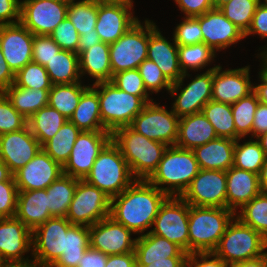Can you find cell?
<instances>
[{
	"label": "cell",
	"instance_id": "cell-5",
	"mask_svg": "<svg viewBox=\"0 0 267 267\" xmlns=\"http://www.w3.org/2000/svg\"><path fill=\"white\" fill-rule=\"evenodd\" d=\"M84 180L113 198L128 188L136 178L120 149L111 140L99 153Z\"/></svg>",
	"mask_w": 267,
	"mask_h": 267
},
{
	"label": "cell",
	"instance_id": "cell-19",
	"mask_svg": "<svg viewBox=\"0 0 267 267\" xmlns=\"http://www.w3.org/2000/svg\"><path fill=\"white\" fill-rule=\"evenodd\" d=\"M41 149L28 125L22 130L0 135V160L12 174L31 161Z\"/></svg>",
	"mask_w": 267,
	"mask_h": 267
},
{
	"label": "cell",
	"instance_id": "cell-10",
	"mask_svg": "<svg viewBox=\"0 0 267 267\" xmlns=\"http://www.w3.org/2000/svg\"><path fill=\"white\" fill-rule=\"evenodd\" d=\"M189 204L181 197L169 196L161 205L149 231L177 244L189 254Z\"/></svg>",
	"mask_w": 267,
	"mask_h": 267
},
{
	"label": "cell",
	"instance_id": "cell-69",
	"mask_svg": "<svg viewBox=\"0 0 267 267\" xmlns=\"http://www.w3.org/2000/svg\"><path fill=\"white\" fill-rule=\"evenodd\" d=\"M13 174L3 161L0 160V182L9 180Z\"/></svg>",
	"mask_w": 267,
	"mask_h": 267
},
{
	"label": "cell",
	"instance_id": "cell-9",
	"mask_svg": "<svg viewBox=\"0 0 267 267\" xmlns=\"http://www.w3.org/2000/svg\"><path fill=\"white\" fill-rule=\"evenodd\" d=\"M111 198L84 179H79L65 218L75 225L92 226L110 216Z\"/></svg>",
	"mask_w": 267,
	"mask_h": 267
},
{
	"label": "cell",
	"instance_id": "cell-26",
	"mask_svg": "<svg viewBox=\"0 0 267 267\" xmlns=\"http://www.w3.org/2000/svg\"><path fill=\"white\" fill-rule=\"evenodd\" d=\"M226 208L237 214V207H243L260 194L259 176L234 166L226 171Z\"/></svg>",
	"mask_w": 267,
	"mask_h": 267
},
{
	"label": "cell",
	"instance_id": "cell-20",
	"mask_svg": "<svg viewBox=\"0 0 267 267\" xmlns=\"http://www.w3.org/2000/svg\"><path fill=\"white\" fill-rule=\"evenodd\" d=\"M221 69L220 65L213 69L212 101L232 105L254 91L250 81L249 66L224 71Z\"/></svg>",
	"mask_w": 267,
	"mask_h": 267
},
{
	"label": "cell",
	"instance_id": "cell-41",
	"mask_svg": "<svg viewBox=\"0 0 267 267\" xmlns=\"http://www.w3.org/2000/svg\"><path fill=\"white\" fill-rule=\"evenodd\" d=\"M98 0H71L67 8V18L76 28L79 35L94 33L97 22Z\"/></svg>",
	"mask_w": 267,
	"mask_h": 267
},
{
	"label": "cell",
	"instance_id": "cell-7",
	"mask_svg": "<svg viewBox=\"0 0 267 267\" xmlns=\"http://www.w3.org/2000/svg\"><path fill=\"white\" fill-rule=\"evenodd\" d=\"M265 238L237 217L227 225L224 235L213 251L229 266L264 255Z\"/></svg>",
	"mask_w": 267,
	"mask_h": 267
},
{
	"label": "cell",
	"instance_id": "cell-71",
	"mask_svg": "<svg viewBox=\"0 0 267 267\" xmlns=\"http://www.w3.org/2000/svg\"><path fill=\"white\" fill-rule=\"evenodd\" d=\"M99 2L102 3H113V4H123V5H128V6H133V0H98Z\"/></svg>",
	"mask_w": 267,
	"mask_h": 267
},
{
	"label": "cell",
	"instance_id": "cell-8",
	"mask_svg": "<svg viewBox=\"0 0 267 267\" xmlns=\"http://www.w3.org/2000/svg\"><path fill=\"white\" fill-rule=\"evenodd\" d=\"M144 26L138 21L117 41L109 44L112 76L120 71L138 69L147 59L149 20Z\"/></svg>",
	"mask_w": 267,
	"mask_h": 267
},
{
	"label": "cell",
	"instance_id": "cell-62",
	"mask_svg": "<svg viewBox=\"0 0 267 267\" xmlns=\"http://www.w3.org/2000/svg\"><path fill=\"white\" fill-rule=\"evenodd\" d=\"M15 82V73L11 70L0 48V92H4Z\"/></svg>",
	"mask_w": 267,
	"mask_h": 267
},
{
	"label": "cell",
	"instance_id": "cell-31",
	"mask_svg": "<svg viewBox=\"0 0 267 267\" xmlns=\"http://www.w3.org/2000/svg\"><path fill=\"white\" fill-rule=\"evenodd\" d=\"M80 74L86 72L95 78L94 83L111 81L109 44L100 42L89 47L79 55Z\"/></svg>",
	"mask_w": 267,
	"mask_h": 267
},
{
	"label": "cell",
	"instance_id": "cell-3",
	"mask_svg": "<svg viewBox=\"0 0 267 267\" xmlns=\"http://www.w3.org/2000/svg\"><path fill=\"white\" fill-rule=\"evenodd\" d=\"M199 171L193 150L169 146L157 169L147 180L168 196L180 197ZM164 184L168 187H162Z\"/></svg>",
	"mask_w": 267,
	"mask_h": 267
},
{
	"label": "cell",
	"instance_id": "cell-49",
	"mask_svg": "<svg viewBox=\"0 0 267 267\" xmlns=\"http://www.w3.org/2000/svg\"><path fill=\"white\" fill-rule=\"evenodd\" d=\"M27 119L11 104L3 92H0V135L22 130Z\"/></svg>",
	"mask_w": 267,
	"mask_h": 267
},
{
	"label": "cell",
	"instance_id": "cell-16",
	"mask_svg": "<svg viewBox=\"0 0 267 267\" xmlns=\"http://www.w3.org/2000/svg\"><path fill=\"white\" fill-rule=\"evenodd\" d=\"M214 68L216 66L208 69L203 74L196 75V78L183 89L181 86L183 85V79L186 75L188 76L187 73H184L179 81L172 83L168 91L171 96L176 97L178 90L181 89L172 107L173 112L179 118L202 112L204 105L211 100Z\"/></svg>",
	"mask_w": 267,
	"mask_h": 267
},
{
	"label": "cell",
	"instance_id": "cell-72",
	"mask_svg": "<svg viewBox=\"0 0 267 267\" xmlns=\"http://www.w3.org/2000/svg\"><path fill=\"white\" fill-rule=\"evenodd\" d=\"M230 0H213L214 9H219L221 6L229 2Z\"/></svg>",
	"mask_w": 267,
	"mask_h": 267
},
{
	"label": "cell",
	"instance_id": "cell-60",
	"mask_svg": "<svg viewBox=\"0 0 267 267\" xmlns=\"http://www.w3.org/2000/svg\"><path fill=\"white\" fill-rule=\"evenodd\" d=\"M265 132H267V105L259 102L254 114L252 137H258Z\"/></svg>",
	"mask_w": 267,
	"mask_h": 267
},
{
	"label": "cell",
	"instance_id": "cell-1",
	"mask_svg": "<svg viewBox=\"0 0 267 267\" xmlns=\"http://www.w3.org/2000/svg\"><path fill=\"white\" fill-rule=\"evenodd\" d=\"M168 197L148 180L136 179L121 194L111 198L110 217L135 234L144 233L152 227Z\"/></svg>",
	"mask_w": 267,
	"mask_h": 267
},
{
	"label": "cell",
	"instance_id": "cell-40",
	"mask_svg": "<svg viewBox=\"0 0 267 267\" xmlns=\"http://www.w3.org/2000/svg\"><path fill=\"white\" fill-rule=\"evenodd\" d=\"M202 113L213 125L218 137L236 140L231 105L210 100L202 109Z\"/></svg>",
	"mask_w": 267,
	"mask_h": 267
},
{
	"label": "cell",
	"instance_id": "cell-11",
	"mask_svg": "<svg viewBox=\"0 0 267 267\" xmlns=\"http://www.w3.org/2000/svg\"><path fill=\"white\" fill-rule=\"evenodd\" d=\"M179 119L173 110L168 111L152 101L135 116L130 127L148 139L159 141L167 146H175Z\"/></svg>",
	"mask_w": 267,
	"mask_h": 267
},
{
	"label": "cell",
	"instance_id": "cell-36",
	"mask_svg": "<svg viewBox=\"0 0 267 267\" xmlns=\"http://www.w3.org/2000/svg\"><path fill=\"white\" fill-rule=\"evenodd\" d=\"M79 179L63 174L47 188L48 210L52 217H65Z\"/></svg>",
	"mask_w": 267,
	"mask_h": 267
},
{
	"label": "cell",
	"instance_id": "cell-28",
	"mask_svg": "<svg viewBox=\"0 0 267 267\" xmlns=\"http://www.w3.org/2000/svg\"><path fill=\"white\" fill-rule=\"evenodd\" d=\"M236 140L218 137L193 149L200 169L227 171L234 163Z\"/></svg>",
	"mask_w": 267,
	"mask_h": 267
},
{
	"label": "cell",
	"instance_id": "cell-70",
	"mask_svg": "<svg viewBox=\"0 0 267 267\" xmlns=\"http://www.w3.org/2000/svg\"><path fill=\"white\" fill-rule=\"evenodd\" d=\"M255 140H257L259 142V144H260V146L264 152V155L267 158V132L262 133L260 136L256 137Z\"/></svg>",
	"mask_w": 267,
	"mask_h": 267
},
{
	"label": "cell",
	"instance_id": "cell-50",
	"mask_svg": "<svg viewBox=\"0 0 267 267\" xmlns=\"http://www.w3.org/2000/svg\"><path fill=\"white\" fill-rule=\"evenodd\" d=\"M138 70L147 92L151 91L152 93H158L163 88L167 91L170 90L172 83L165 77L161 69L152 60H149L148 58L144 60L139 65Z\"/></svg>",
	"mask_w": 267,
	"mask_h": 267
},
{
	"label": "cell",
	"instance_id": "cell-24",
	"mask_svg": "<svg viewBox=\"0 0 267 267\" xmlns=\"http://www.w3.org/2000/svg\"><path fill=\"white\" fill-rule=\"evenodd\" d=\"M200 22L203 43L215 52L245 38L244 33L234 25L220 9H212L195 17Z\"/></svg>",
	"mask_w": 267,
	"mask_h": 267
},
{
	"label": "cell",
	"instance_id": "cell-23",
	"mask_svg": "<svg viewBox=\"0 0 267 267\" xmlns=\"http://www.w3.org/2000/svg\"><path fill=\"white\" fill-rule=\"evenodd\" d=\"M133 6L98 1V13L95 30L101 42L111 44L117 41L139 20L133 17Z\"/></svg>",
	"mask_w": 267,
	"mask_h": 267
},
{
	"label": "cell",
	"instance_id": "cell-59",
	"mask_svg": "<svg viewBox=\"0 0 267 267\" xmlns=\"http://www.w3.org/2000/svg\"><path fill=\"white\" fill-rule=\"evenodd\" d=\"M108 255L89 247L78 263V267H105Z\"/></svg>",
	"mask_w": 267,
	"mask_h": 267
},
{
	"label": "cell",
	"instance_id": "cell-45",
	"mask_svg": "<svg viewBox=\"0 0 267 267\" xmlns=\"http://www.w3.org/2000/svg\"><path fill=\"white\" fill-rule=\"evenodd\" d=\"M215 51L205 43L193 45H178V58L181 71L188 73L187 69L197 70L205 68L215 57Z\"/></svg>",
	"mask_w": 267,
	"mask_h": 267
},
{
	"label": "cell",
	"instance_id": "cell-27",
	"mask_svg": "<svg viewBox=\"0 0 267 267\" xmlns=\"http://www.w3.org/2000/svg\"><path fill=\"white\" fill-rule=\"evenodd\" d=\"M218 138L213 125L202 112L179 119L178 138L175 146L193 150Z\"/></svg>",
	"mask_w": 267,
	"mask_h": 267
},
{
	"label": "cell",
	"instance_id": "cell-33",
	"mask_svg": "<svg viewBox=\"0 0 267 267\" xmlns=\"http://www.w3.org/2000/svg\"><path fill=\"white\" fill-rule=\"evenodd\" d=\"M53 85L80 82L79 55L68 50H60L44 66Z\"/></svg>",
	"mask_w": 267,
	"mask_h": 267
},
{
	"label": "cell",
	"instance_id": "cell-14",
	"mask_svg": "<svg viewBox=\"0 0 267 267\" xmlns=\"http://www.w3.org/2000/svg\"><path fill=\"white\" fill-rule=\"evenodd\" d=\"M226 171L200 169L180 196L191 206L226 208Z\"/></svg>",
	"mask_w": 267,
	"mask_h": 267
},
{
	"label": "cell",
	"instance_id": "cell-46",
	"mask_svg": "<svg viewBox=\"0 0 267 267\" xmlns=\"http://www.w3.org/2000/svg\"><path fill=\"white\" fill-rule=\"evenodd\" d=\"M260 0H230L219 9L244 34L250 28Z\"/></svg>",
	"mask_w": 267,
	"mask_h": 267
},
{
	"label": "cell",
	"instance_id": "cell-67",
	"mask_svg": "<svg viewBox=\"0 0 267 267\" xmlns=\"http://www.w3.org/2000/svg\"><path fill=\"white\" fill-rule=\"evenodd\" d=\"M259 184L262 192H267V158L259 173Z\"/></svg>",
	"mask_w": 267,
	"mask_h": 267
},
{
	"label": "cell",
	"instance_id": "cell-6",
	"mask_svg": "<svg viewBox=\"0 0 267 267\" xmlns=\"http://www.w3.org/2000/svg\"><path fill=\"white\" fill-rule=\"evenodd\" d=\"M92 87L98 93L102 124L111 134L116 129L130 126L147 104L140 96L120 90L110 81L94 83Z\"/></svg>",
	"mask_w": 267,
	"mask_h": 267
},
{
	"label": "cell",
	"instance_id": "cell-17",
	"mask_svg": "<svg viewBox=\"0 0 267 267\" xmlns=\"http://www.w3.org/2000/svg\"><path fill=\"white\" fill-rule=\"evenodd\" d=\"M90 247L105 255L134 252L136 239H131L132 231L108 216L89 226Z\"/></svg>",
	"mask_w": 267,
	"mask_h": 267
},
{
	"label": "cell",
	"instance_id": "cell-68",
	"mask_svg": "<svg viewBox=\"0 0 267 267\" xmlns=\"http://www.w3.org/2000/svg\"><path fill=\"white\" fill-rule=\"evenodd\" d=\"M0 267H40L35 261L1 263Z\"/></svg>",
	"mask_w": 267,
	"mask_h": 267
},
{
	"label": "cell",
	"instance_id": "cell-43",
	"mask_svg": "<svg viewBox=\"0 0 267 267\" xmlns=\"http://www.w3.org/2000/svg\"><path fill=\"white\" fill-rule=\"evenodd\" d=\"M240 139L235 142L233 166L259 175L266 159L259 142L250 139L240 145Z\"/></svg>",
	"mask_w": 267,
	"mask_h": 267
},
{
	"label": "cell",
	"instance_id": "cell-32",
	"mask_svg": "<svg viewBox=\"0 0 267 267\" xmlns=\"http://www.w3.org/2000/svg\"><path fill=\"white\" fill-rule=\"evenodd\" d=\"M81 131H106L100 115L98 93L93 87H88L69 119Z\"/></svg>",
	"mask_w": 267,
	"mask_h": 267
},
{
	"label": "cell",
	"instance_id": "cell-4",
	"mask_svg": "<svg viewBox=\"0 0 267 267\" xmlns=\"http://www.w3.org/2000/svg\"><path fill=\"white\" fill-rule=\"evenodd\" d=\"M234 217L228 208L189 205V253L213 252Z\"/></svg>",
	"mask_w": 267,
	"mask_h": 267
},
{
	"label": "cell",
	"instance_id": "cell-51",
	"mask_svg": "<svg viewBox=\"0 0 267 267\" xmlns=\"http://www.w3.org/2000/svg\"><path fill=\"white\" fill-rule=\"evenodd\" d=\"M173 40L177 45H193L203 43L200 22L195 17H185L174 30Z\"/></svg>",
	"mask_w": 267,
	"mask_h": 267
},
{
	"label": "cell",
	"instance_id": "cell-57",
	"mask_svg": "<svg viewBox=\"0 0 267 267\" xmlns=\"http://www.w3.org/2000/svg\"><path fill=\"white\" fill-rule=\"evenodd\" d=\"M186 17H198L214 9L213 0H175Z\"/></svg>",
	"mask_w": 267,
	"mask_h": 267
},
{
	"label": "cell",
	"instance_id": "cell-54",
	"mask_svg": "<svg viewBox=\"0 0 267 267\" xmlns=\"http://www.w3.org/2000/svg\"><path fill=\"white\" fill-rule=\"evenodd\" d=\"M60 50L49 35H34L32 61L45 66Z\"/></svg>",
	"mask_w": 267,
	"mask_h": 267
},
{
	"label": "cell",
	"instance_id": "cell-74",
	"mask_svg": "<svg viewBox=\"0 0 267 267\" xmlns=\"http://www.w3.org/2000/svg\"><path fill=\"white\" fill-rule=\"evenodd\" d=\"M260 4L267 7V0H263V2L260 0Z\"/></svg>",
	"mask_w": 267,
	"mask_h": 267
},
{
	"label": "cell",
	"instance_id": "cell-75",
	"mask_svg": "<svg viewBox=\"0 0 267 267\" xmlns=\"http://www.w3.org/2000/svg\"><path fill=\"white\" fill-rule=\"evenodd\" d=\"M52 1L70 2L71 0H52Z\"/></svg>",
	"mask_w": 267,
	"mask_h": 267
},
{
	"label": "cell",
	"instance_id": "cell-39",
	"mask_svg": "<svg viewBox=\"0 0 267 267\" xmlns=\"http://www.w3.org/2000/svg\"><path fill=\"white\" fill-rule=\"evenodd\" d=\"M88 87L82 86L81 82L52 85L49 91L48 105L69 120L79 103L82 93Z\"/></svg>",
	"mask_w": 267,
	"mask_h": 267
},
{
	"label": "cell",
	"instance_id": "cell-47",
	"mask_svg": "<svg viewBox=\"0 0 267 267\" xmlns=\"http://www.w3.org/2000/svg\"><path fill=\"white\" fill-rule=\"evenodd\" d=\"M14 84L29 89H51L52 83L44 66L29 62L15 74Z\"/></svg>",
	"mask_w": 267,
	"mask_h": 267
},
{
	"label": "cell",
	"instance_id": "cell-55",
	"mask_svg": "<svg viewBox=\"0 0 267 267\" xmlns=\"http://www.w3.org/2000/svg\"><path fill=\"white\" fill-rule=\"evenodd\" d=\"M258 34L261 38H267V7L259 4L254 13L250 28L244 34L247 37L251 34ZM264 47V51L260 53L261 59L267 58V48Z\"/></svg>",
	"mask_w": 267,
	"mask_h": 267
},
{
	"label": "cell",
	"instance_id": "cell-63",
	"mask_svg": "<svg viewBox=\"0 0 267 267\" xmlns=\"http://www.w3.org/2000/svg\"><path fill=\"white\" fill-rule=\"evenodd\" d=\"M186 257H169L158 261H136L138 267H185Z\"/></svg>",
	"mask_w": 267,
	"mask_h": 267
},
{
	"label": "cell",
	"instance_id": "cell-61",
	"mask_svg": "<svg viewBox=\"0 0 267 267\" xmlns=\"http://www.w3.org/2000/svg\"><path fill=\"white\" fill-rule=\"evenodd\" d=\"M105 267H138L135 253L108 255Z\"/></svg>",
	"mask_w": 267,
	"mask_h": 267
},
{
	"label": "cell",
	"instance_id": "cell-25",
	"mask_svg": "<svg viewBox=\"0 0 267 267\" xmlns=\"http://www.w3.org/2000/svg\"><path fill=\"white\" fill-rule=\"evenodd\" d=\"M147 58L161 69L171 83L179 81L183 76L179 66L178 45L175 41L173 43L167 41L158 31L155 23L150 20Z\"/></svg>",
	"mask_w": 267,
	"mask_h": 267
},
{
	"label": "cell",
	"instance_id": "cell-58",
	"mask_svg": "<svg viewBox=\"0 0 267 267\" xmlns=\"http://www.w3.org/2000/svg\"><path fill=\"white\" fill-rule=\"evenodd\" d=\"M20 9L21 1L19 0H0V25L19 23Z\"/></svg>",
	"mask_w": 267,
	"mask_h": 267
},
{
	"label": "cell",
	"instance_id": "cell-21",
	"mask_svg": "<svg viewBox=\"0 0 267 267\" xmlns=\"http://www.w3.org/2000/svg\"><path fill=\"white\" fill-rule=\"evenodd\" d=\"M61 175H63V167L43 149L13 174L18 191L46 189Z\"/></svg>",
	"mask_w": 267,
	"mask_h": 267
},
{
	"label": "cell",
	"instance_id": "cell-30",
	"mask_svg": "<svg viewBox=\"0 0 267 267\" xmlns=\"http://www.w3.org/2000/svg\"><path fill=\"white\" fill-rule=\"evenodd\" d=\"M136 261H158L169 257H187V253L177 244L164 237L151 234H141L135 243Z\"/></svg>",
	"mask_w": 267,
	"mask_h": 267
},
{
	"label": "cell",
	"instance_id": "cell-29",
	"mask_svg": "<svg viewBox=\"0 0 267 267\" xmlns=\"http://www.w3.org/2000/svg\"><path fill=\"white\" fill-rule=\"evenodd\" d=\"M47 206L46 189L19 191L15 217L33 231L52 217Z\"/></svg>",
	"mask_w": 267,
	"mask_h": 267
},
{
	"label": "cell",
	"instance_id": "cell-22",
	"mask_svg": "<svg viewBox=\"0 0 267 267\" xmlns=\"http://www.w3.org/2000/svg\"><path fill=\"white\" fill-rule=\"evenodd\" d=\"M32 246V231L16 217L0 218V261L27 262L23 258Z\"/></svg>",
	"mask_w": 267,
	"mask_h": 267
},
{
	"label": "cell",
	"instance_id": "cell-52",
	"mask_svg": "<svg viewBox=\"0 0 267 267\" xmlns=\"http://www.w3.org/2000/svg\"><path fill=\"white\" fill-rule=\"evenodd\" d=\"M49 36L59 45L61 50H68L78 54L80 35L67 17L57 25Z\"/></svg>",
	"mask_w": 267,
	"mask_h": 267
},
{
	"label": "cell",
	"instance_id": "cell-64",
	"mask_svg": "<svg viewBox=\"0 0 267 267\" xmlns=\"http://www.w3.org/2000/svg\"><path fill=\"white\" fill-rule=\"evenodd\" d=\"M262 63L263 68L259 72L262 83L254 86V92L257 94L259 102L267 105V61L265 58H263Z\"/></svg>",
	"mask_w": 267,
	"mask_h": 267
},
{
	"label": "cell",
	"instance_id": "cell-35",
	"mask_svg": "<svg viewBox=\"0 0 267 267\" xmlns=\"http://www.w3.org/2000/svg\"><path fill=\"white\" fill-rule=\"evenodd\" d=\"M50 89H29L18 87L14 83L3 93L13 107L26 119L30 118L39 109L48 105Z\"/></svg>",
	"mask_w": 267,
	"mask_h": 267
},
{
	"label": "cell",
	"instance_id": "cell-44",
	"mask_svg": "<svg viewBox=\"0 0 267 267\" xmlns=\"http://www.w3.org/2000/svg\"><path fill=\"white\" fill-rule=\"evenodd\" d=\"M259 104L257 94L253 91L247 97L241 98L231 105L236 128V140L251 133L254 114Z\"/></svg>",
	"mask_w": 267,
	"mask_h": 267
},
{
	"label": "cell",
	"instance_id": "cell-2",
	"mask_svg": "<svg viewBox=\"0 0 267 267\" xmlns=\"http://www.w3.org/2000/svg\"><path fill=\"white\" fill-rule=\"evenodd\" d=\"M112 142L120 149L133 176L147 180L157 169L166 144L134 131L130 126L116 129L111 134Z\"/></svg>",
	"mask_w": 267,
	"mask_h": 267
},
{
	"label": "cell",
	"instance_id": "cell-48",
	"mask_svg": "<svg viewBox=\"0 0 267 267\" xmlns=\"http://www.w3.org/2000/svg\"><path fill=\"white\" fill-rule=\"evenodd\" d=\"M110 82L120 90L135 96H140L146 103L153 101V99H149V92H147L144 86L138 69L117 72L112 76Z\"/></svg>",
	"mask_w": 267,
	"mask_h": 267
},
{
	"label": "cell",
	"instance_id": "cell-66",
	"mask_svg": "<svg viewBox=\"0 0 267 267\" xmlns=\"http://www.w3.org/2000/svg\"><path fill=\"white\" fill-rule=\"evenodd\" d=\"M230 267H267V260L265 255H262L255 259L232 264Z\"/></svg>",
	"mask_w": 267,
	"mask_h": 267
},
{
	"label": "cell",
	"instance_id": "cell-18",
	"mask_svg": "<svg viewBox=\"0 0 267 267\" xmlns=\"http://www.w3.org/2000/svg\"><path fill=\"white\" fill-rule=\"evenodd\" d=\"M34 35L21 23L0 25V48L16 74L32 61Z\"/></svg>",
	"mask_w": 267,
	"mask_h": 267
},
{
	"label": "cell",
	"instance_id": "cell-34",
	"mask_svg": "<svg viewBox=\"0 0 267 267\" xmlns=\"http://www.w3.org/2000/svg\"><path fill=\"white\" fill-rule=\"evenodd\" d=\"M89 247V226L73 224L65 235V251L51 267H78Z\"/></svg>",
	"mask_w": 267,
	"mask_h": 267
},
{
	"label": "cell",
	"instance_id": "cell-73",
	"mask_svg": "<svg viewBox=\"0 0 267 267\" xmlns=\"http://www.w3.org/2000/svg\"><path fill=\"white\" fill-rule=\"evenodd\" d=\"M267 249V239L265 240V246H264V250ZM264 255L266 257V260H267V252H264Z\"/></svg>",
	"mask_w": 267,
	"mask_h": 267
},
{
	"label": "cell",
	"instance_id": "cell-53",
	"mask_svg": "<svg viewBox=\"0 0 267 267\" xmlns=\"http://www.w3.org/2000/svg\"><path fill=\"white\" fill-rule=\"evenodd\" d=\"M18 192L14 176L0 182V218L15 217Z\"/></svg>",
	"mask_w": 267,
	"mask_h": 267
},
{
	"label": "cell",
	"instance_id": "cell-15",
	"mask_svg": "<svg viewBox=\"0 0 267 267\" xmlns=\"http://www.w3.org/2000/svg\"><path fill=\"white\" fill-rule=\"evenodd\" d=\"M68 4L52 0H23L20 22L33 35H50L67 17Z\"/></svg>",
	"mask_w": 267,
	"mask_h": 267
},
{
	"label": "cell",
	"instance_id": "cell-38",
	"mask_svg": "<svg viewBox=\"0 0 267 267\" xmlns=\"http://www.w3.org/2000/svg\"><path fill=\"white\" fill-rule=\"evenodd\" d=\"M80 133L81 130L74 123L67 120L59 131L46 141L41 148L63 167Z\"/></svg>",
	"mask_w": 267,
	"mask_h": 267
},
{
	"label": "cell",
	"instance_id": "cell-56",
	"mask_svg": "<svg viewBox=\"0 0 267 267\" xmlns=\"http://www.w3.org/2000/svg\"><path fill=\"white\" fill-rule=\"evenodd\" d=\"M213 257V259H209ZM200 258V260L198 259ZM209 259V260H208ZM185 267H230L214 252H195L187 254Z\"/></svg>",
	"mask_w": 267,
	"mask_h": 267
},
{
	"label": "cell",
	"instance_id": "cell-37",
	"mask_svg": "<svg viewBox=\"0 0 267 267\" xmlns=\"http://www.w3.org/2000/svg\"><path fill=\"white\" fill-rule=\"evenodd\" d=\"M67 120L55 108L47 105L28 118L27 125L42 146L59 131Z\"/></svg>",
	"mask_w": 267,
	"mask_h": 267
},
{
	"label": "cell",
	"instance_id": "cell-13",
	"mask_svg": "<svg viewBox=\"0 0 267 267\" xmlns=\"http://www.w3.org/2000/svg\"><path fill=\"white\" fill-rule=\"evenodd\" d=\"M110 141L111 133L108 131H81L63 166V174L85 179L99 153Z\"/></svg>",
	"mask_w": 267,
	"mask_h": 267
},
{
	"label": "cell",
	"instance_id": "cell-42",
	"mask_svg": "<svg viewBox=\"0 0 267 267\" xmlns=\"http://www.w3.org/2000/svg\"><path fill=\"white\" fill-rule=\"evenodd\" d=\"M240 215H235L244 225L259 232L267 239V192H261L242 208Z\"/></svg>",
	"mask_w": 267,
	"mask_h": 267
},
{
	"label": "cell",
	"instance_id": "cell-65",
	"mask_svg": "<svg viewBox=\"0 0 267 267\" xmlns=\"http://www.w3.org/2000/svg\"><path fill=\"white\" fill-rule=\"evenodd\" d=\"M100 42L101 40L96 30H94V33H84L80 35L78 43V55L87 50L89 47H92L94 44Z\"/></svg>",
	"mask_w": 267,
	"mask_h": 267
},
{
	"label": "cell",
	"instance_id": "cell-12",
	"mask_svg": "<svg viewBox=\"0 0 267 267\" xmlns=\"http://www.w3.org/2000/svg\"><path fill=\"white\" fill-rule=\"evenodd\" d=\"M65 217H51L32 231V255L40 267H51L65 251V235L72 226Z\"/></svg>",
	"mask_w": 267,
	"mask_h": 267
}]
</instances>
